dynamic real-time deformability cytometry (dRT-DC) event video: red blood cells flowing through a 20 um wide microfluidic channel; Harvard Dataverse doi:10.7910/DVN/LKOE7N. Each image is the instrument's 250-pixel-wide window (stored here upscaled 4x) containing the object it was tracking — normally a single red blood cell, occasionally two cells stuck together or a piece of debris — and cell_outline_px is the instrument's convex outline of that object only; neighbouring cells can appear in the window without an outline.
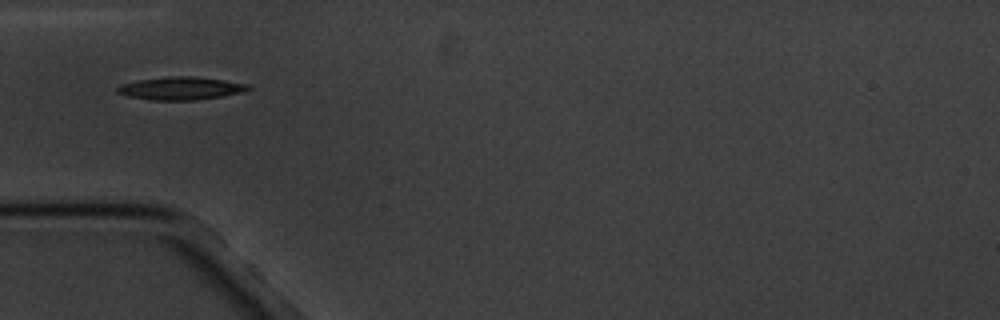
{"species": "common noctule bat (a hibernating species)", "species_latin": "Nyctalus noctula", "temperature_condition": "cold", "stored_images_in_passage": 1, "camera_frame_rate_fps": 3000, "um_per_image_px": 0.085, "animal": {"sex": "male", "body_mass_g": 20.1, "forearm_length_mm": 53.5}, "frame": {"image": 1, "passage_image": 1, "time_ms": 0.0, "image_size_px": [1000, 320], "cell_outline_px": [[252, 88], [240, 92], [220, 96], [196, 100], [148, 100], [128, 96], [116, 92], [116, 88], [120, 84], [140, 80], [164, 76], [192, 76], [224, 80], [248, 84]], "centroid_in_image_um": [15.31, 7.5], "position_along_channel_um": 69.7, "area_um2": 17.4}}